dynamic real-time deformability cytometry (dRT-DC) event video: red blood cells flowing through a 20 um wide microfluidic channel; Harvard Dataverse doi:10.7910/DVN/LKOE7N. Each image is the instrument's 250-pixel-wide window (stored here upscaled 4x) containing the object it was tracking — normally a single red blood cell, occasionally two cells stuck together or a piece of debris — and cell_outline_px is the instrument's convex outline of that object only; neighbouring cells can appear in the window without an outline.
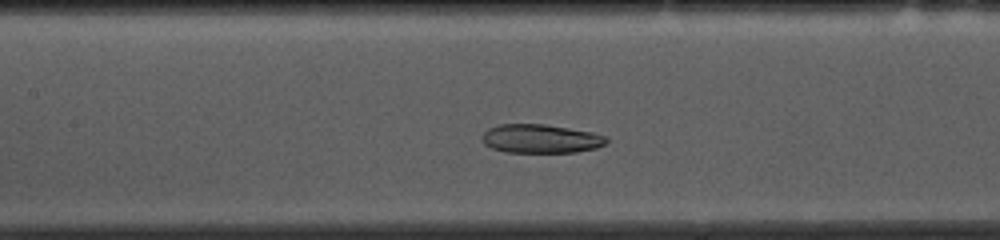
{"species": "common noctule bat (a hibernating species)", "species_latin": "Nyctalus noctula", "temperature_condition": "cold", "stored_images_in_passage": 38, "camera_frame_rate_fps": 3000, "um_per_image_px": 0.085, "animal": {"sex": "female", "body_mass_g": 10.0, "forearm_length_mm": 53.1}, "frame": {"image": 1, "passage_image": 18, "time_ms": 5.667, "image_size_px": [1000, 240], "cell_outline_px": [[608, 140], [604, 144], [596, 148], [576, 152], [504, 152], [492, 148], [484, 144], [480, 140], [480, 136], [488, 128], [500, 124], [544, 124], [592, 132], [608, 136]], "centroid_in_image_um": [45.93, 11.79], "position_along_channel_um": 161.5, "area_um2": 20.98}}
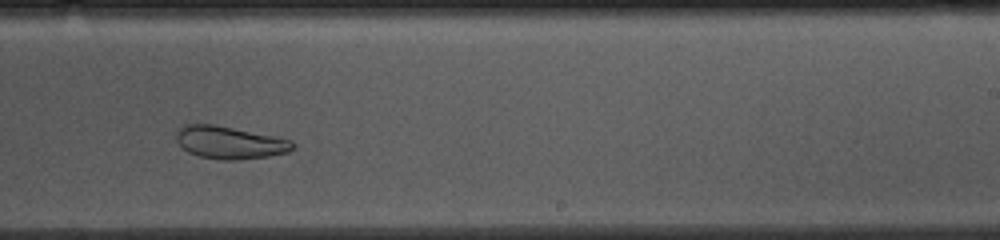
{"frame": {"image": 2, "passage_image": 27, "time_ms": 8.667, "image_size_px": [1000, 240], "cell_outline_px": [[296, 144], [288, 152], [268, 156], [236, 160], [220, 160], [200, 156], [188, 152], [176, 140], [176, 132], [184, 124], [212, 124], [276, 136], [292, 140]], "centroid_in_image_um": [19.53, 12.11], "position_along_channel_um": 269.5, "area_um2": 22.02}}
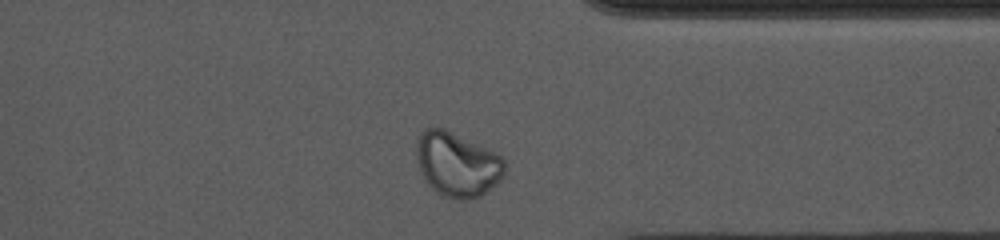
{"frame": {"image": 3, "passage_image": 36, "time_ms": 11.667, "image_size_px": [1000, 240], "cell_outline_px": [[504, 172], [500, 180], [480, 196], [468, 200], [456, 200], [444, 196], [436, 192], [424, 180], [420, 172], [416, 156], [416, 140], [420, 132], [424, 128], [444, 128], [488, 148], [500, 156], [504, 160]], "centroid_in_image_um": [38.82, 13.97], "position_along_channel_um": 372.6, "area_um2": 33.29}, "authors_computed_cell_mechanics": {"area_um2": 24.1026, "velocity_mm_per_s": 3.6121, "shape_relaxation_time_tau1_ms": null, "shape_relaxation_time_tau2_ms": 1.4234, "deformation_change_tau1": null, "deformation_change_tau2": 0.0538}}